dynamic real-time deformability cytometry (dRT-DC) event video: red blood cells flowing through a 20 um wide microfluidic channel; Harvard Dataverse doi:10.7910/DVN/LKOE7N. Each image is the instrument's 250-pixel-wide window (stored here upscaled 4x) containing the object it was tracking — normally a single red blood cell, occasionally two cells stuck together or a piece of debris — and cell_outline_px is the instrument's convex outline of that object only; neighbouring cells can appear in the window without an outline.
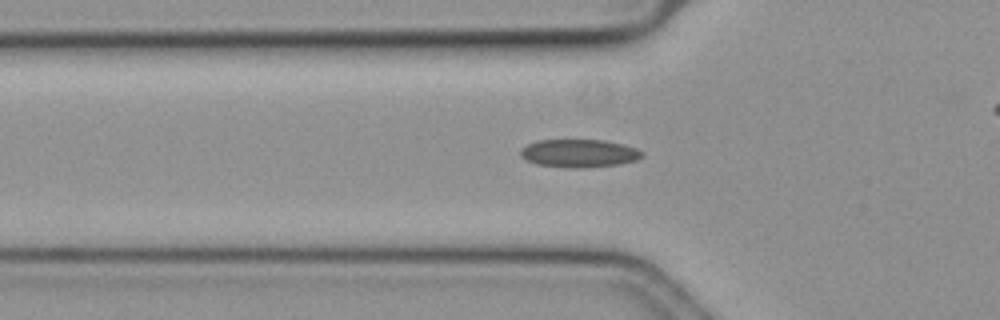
{"species": "common noctule bat (a hibernating species)", "species_latin": "Nyctalus noctula", "temperature_condition": "cold", "stored_images_in_passage": 44, "camera_frame_rate_fps": 3000, "um_per_image_px": 0.085, "animal": {"sex": "female", "body_mass_g": 19.3, "forearm_length_mm": 54.1}, "frame": {"image": 1, "passage_image": 13, "time_ms": 4.0, "image_size_px": [1000, 320], "cell_outline_px": [[644, 156], [636, 160], [620, 164], [580, 168], [572, 168], [536, 164], [520, 156], [520, 148], [536, 140], [604, 140], [624, 144], [636, 148], [644, 152]], "centroid_in_image_um": [49.24, 13.02], "position_along_channel_um": 76.6, "area_um2": 19.94}}
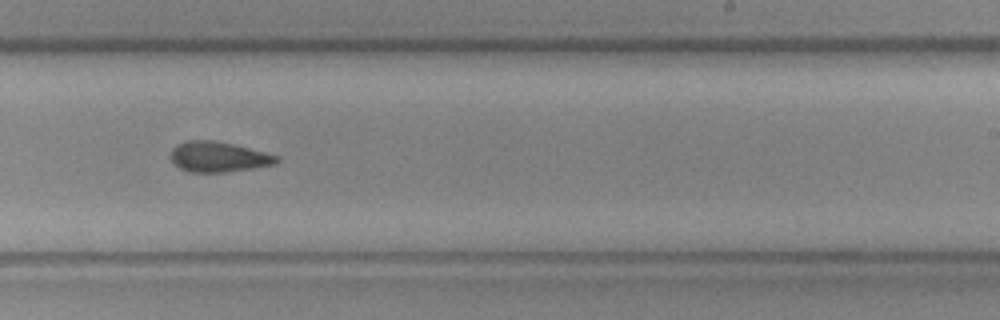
{"frame": {"image": 2, "passage_image": 29, "time_ms": 9.333, "image_size_px": [1000, 320], "cell_outline_px": [[280, 160], [276, 164], [252, 168], [224, 172], [188, 172], [180, 168], [168, 156], [172, 148], [176, 144], [184, 140], [212, 140], [232, 144], [280, 156]], "centroid_in_image_um": [18.53, 13.33], "position_along_channel_um": 270.5, "area_um2": 18.79}}
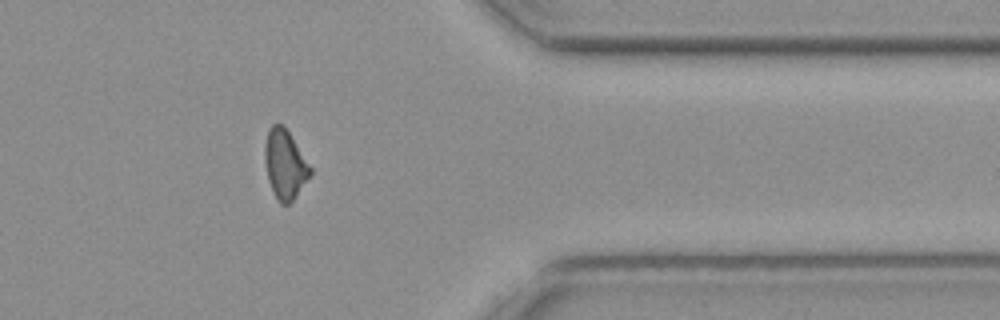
{"frame": {"image": 3, "passage_image": 40, "time_ms": 13.0, "image_size_px": [1000, 320], "cell_outline_px": [[312, 176], [296, 196], [288, 204], [280, 204], [268, 180], [264, 160], [264, 148], [268, 128], [272, 124], [284, 124], [312, 168]], "centroid_in_image_um": [24.23, 13.95], "position_along_channel_um": 387.2, "area_um2": 18.5}, "authors_computed_cell_mechanics": {"area_um2": 18.9295, "velocity_mm_per_s": 3.6329, "shape_relaxation_time_tau1_ms": 6.8058, "shape_relaxation_time_tau2_ms": 3.71, "deformation_change_tau1": 0.1436, "deformation_change_tau2": 0.1128}}